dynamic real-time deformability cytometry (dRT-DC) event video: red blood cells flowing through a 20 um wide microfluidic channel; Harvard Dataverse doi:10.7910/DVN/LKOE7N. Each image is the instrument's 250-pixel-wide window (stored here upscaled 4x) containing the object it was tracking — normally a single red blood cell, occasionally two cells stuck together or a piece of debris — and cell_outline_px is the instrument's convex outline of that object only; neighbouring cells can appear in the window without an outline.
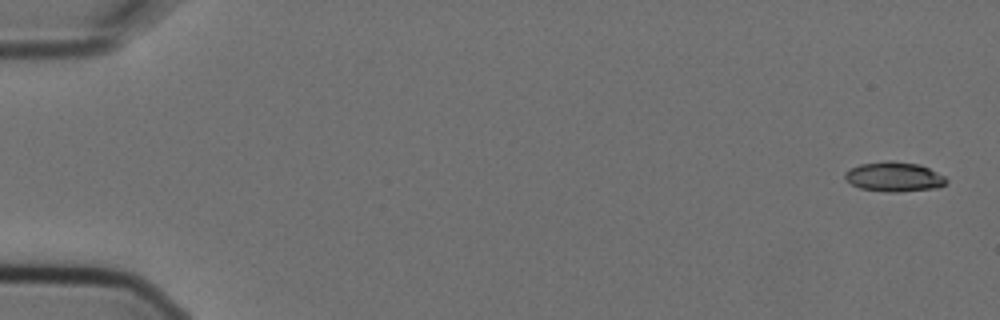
{"species": "Egyptian fruit bat (a non-hibernating species)", "species_latin": "Rousettus aegyptiacus", "temperature_condition": "cold", "stored_images_in_passage": 6, "camera_frame_rate_fps": 3000, "um_per_image_px": 0.085, "animal": {"sex": "female"}, "frame": {"image": 1, "passage_image": 1, "time_ms": 0.0, "image_size_px": [1000, 320], "cell_outline_px": [[948, 184], [936, 188], [896, 192], [888, 192], [860, 188], [852, 184], [844, 176], [844, 172], [860, 164], [888, 160], [892, 160], [920, 164], [944, 176], [948, 180]], "centroid_in_image_um": [76.03, 15.02], "position_along_channel_um": 9.0, "area_um2": 17.51}}
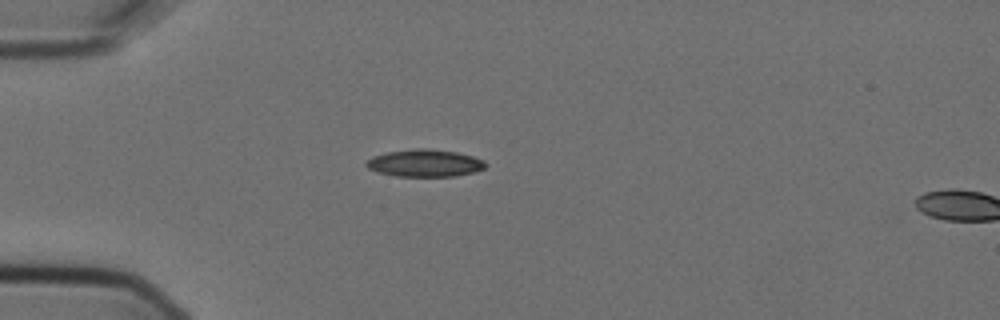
{"frame": {"image": 2, "passage_image": 5, "time_ms": 1.333, "image_size_px": [1000, 320], "cell_outline_px": [[488, 164], [484, 168], [472, 172], [456, 176], [396, 176], [380, 172], [368, 168], [364, 164], [372, 156], [388, 152], [412, 148], [424, 148], [456, 152], [472, 156], [484, 160]], "centroid_in_image_um": [36.11, 13.86], "position_along_channel_um": 48.9, "area_um2": 18.84}}